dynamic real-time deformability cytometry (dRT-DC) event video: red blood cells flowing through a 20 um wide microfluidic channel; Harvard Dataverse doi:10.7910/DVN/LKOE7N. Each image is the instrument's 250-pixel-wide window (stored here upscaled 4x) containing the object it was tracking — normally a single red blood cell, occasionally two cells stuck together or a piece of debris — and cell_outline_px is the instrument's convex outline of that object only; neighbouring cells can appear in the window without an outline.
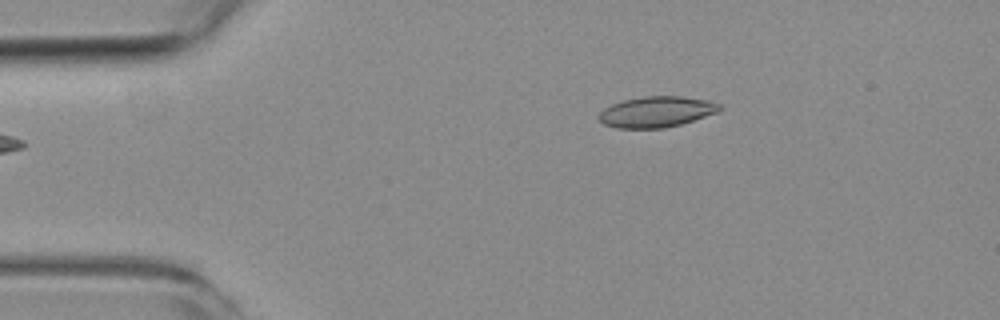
{"species": "common noctule bat (a hibernating species)", "species_latin": "Nyctalus noctula", "temperature_condition": "room temperature", "stored_images_in_passage": 5, "camera_frame_rate_fps": 3000, "um_per_image_px": 0.085, "animal": {"sex": "female", "body_mass_g": 19.3, "forearm_length_mm": 54.1}, "frame": {"image": 1, "passage_image": 5, "time_ms": 5.667, "image_size_px": [1000, 320], "cell_outline_px": [[720, 108], [716, 112], [680, 124], [664, 128], [616, 128], [604, 124], [600, 120], [600, 112], [604, 108], [612, 104], [624, 100], [644, 96], [680, 96], [704, 100], [720, 104]], "centroid_in_image_um": [55.75, 9.5], "position_along_channel_um": 29.3, "area_um2": 21.21}}